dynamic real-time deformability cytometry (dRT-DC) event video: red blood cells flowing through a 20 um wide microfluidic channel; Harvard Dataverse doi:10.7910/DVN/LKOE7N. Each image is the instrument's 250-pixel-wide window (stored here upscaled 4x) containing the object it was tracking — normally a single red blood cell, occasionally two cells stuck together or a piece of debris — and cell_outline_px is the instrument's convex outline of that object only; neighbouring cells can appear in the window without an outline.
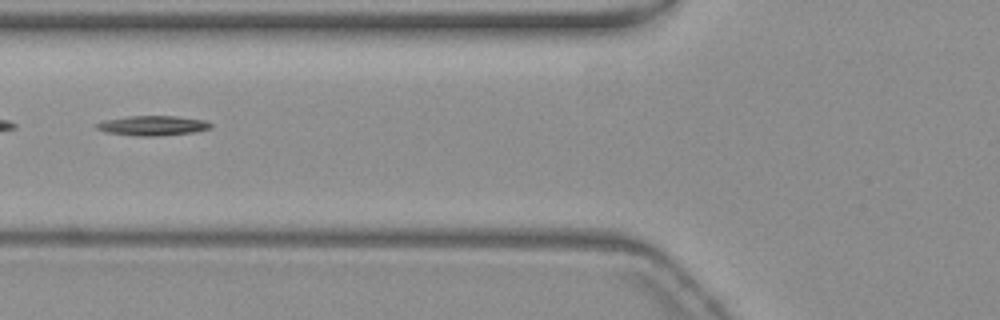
{"species": "common noctule bat (a hibernating species)", "species_latin": "Nyctalus noctula", "temperature_condition": "warm", "stored_images_in_passage": 43, "segment_of_instrument_passage": [2, 2], "camera_frame_rate_fps": 3000, "um_per_image_px": 0.085, "animal": {"sex": "female", "body_mass_g": 19.3, "forearm_length_mm": 54.1}, "frame": {"image": 1, "passage_image": 12, "time_ms": 3.667, "image_size_px": [1000, 320], "cell_outline_px": [[212, 128], [196, 132], [156, 136], [136, 136], [104, 132], [96, 128], [96, 124], [104, 120], [128, 116], [176, 116], [208, 120], [212, 124]], "centroid_in_image_um": [13.02, 10.67], "position_along_channel_um": 112.8, "area_um2": 13.35}}
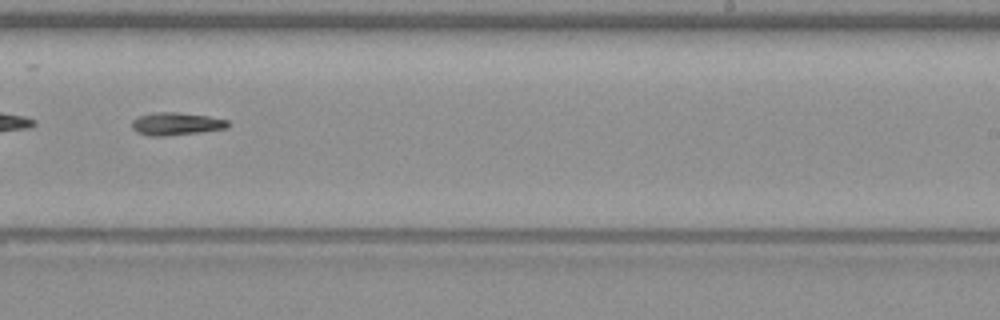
{"frame": {"image": 2, "passage_image": 25, "time_ms": 8.0, "image_size_px": [1000, 320], "cell_outline_px": [[228, 128], [164, 136], [152, 136], [140, 132], [132, 128], [132, 120], [140, 116], [156, 112], [176, 112], [208, 116], [228, 120]], "centroid_in_image_um": [14.98, 10.51], "position_along_channel_um": 274.0, "area_um2": 12.37}}
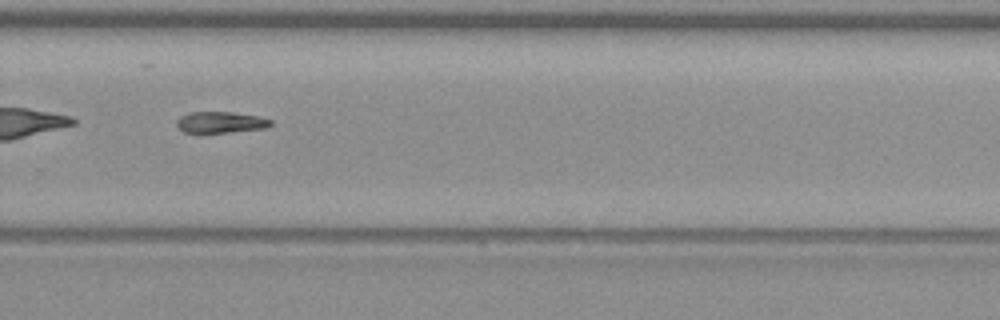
{"frame": {"image": 3, "passage_image": 28, "time_ms": 9.0, "image_size_px": [1000, 320], "cell_outline_px": [[272, 124], [264, 128], [200, 136], [196, 136], [184, 132], [176, 124], [176, 120], [180, 116], [188, 112], [232, 112], [256, 116], [272, 120]], "centroid_in_image_um": [18.64, 10.44], "position_along_channel_um": 311.2, "area_um2": 12.25}}